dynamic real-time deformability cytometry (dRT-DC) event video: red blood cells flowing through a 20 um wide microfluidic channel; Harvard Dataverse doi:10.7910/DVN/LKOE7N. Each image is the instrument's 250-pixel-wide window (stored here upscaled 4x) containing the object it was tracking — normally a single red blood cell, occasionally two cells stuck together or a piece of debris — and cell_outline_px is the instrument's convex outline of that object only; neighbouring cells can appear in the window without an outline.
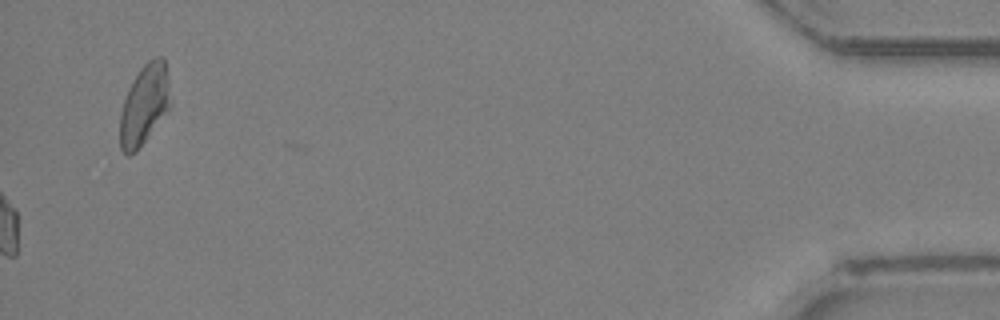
{"species": "Egyptian fruit bat (a non-hibernating species)", "species_latin": "Rousettus aegyptiacus", "temperature_condition": "room temperature", "stored_images_in_passage": 28, "camera_frame_rate_fps": 3000, "um_per_image_px": 0.085, "animal": {"sex": "female"}, "frame": {"image": 1, "passage_image": 28, "time_ms": 9.0, "image_size_px": [1000, 320], "cell_outline_px": [[172, 104], [168, 112], [136, 152], [128, 156], [120, 148], [120, 112], [128, 88], [132, 80], [140, 68], [148, 60], [156, 56], [164, 56]], "centroid_in_image_um": [12.28, 8.89], "position_along_channel_um": 422.9, "area_um2": 23.93}}